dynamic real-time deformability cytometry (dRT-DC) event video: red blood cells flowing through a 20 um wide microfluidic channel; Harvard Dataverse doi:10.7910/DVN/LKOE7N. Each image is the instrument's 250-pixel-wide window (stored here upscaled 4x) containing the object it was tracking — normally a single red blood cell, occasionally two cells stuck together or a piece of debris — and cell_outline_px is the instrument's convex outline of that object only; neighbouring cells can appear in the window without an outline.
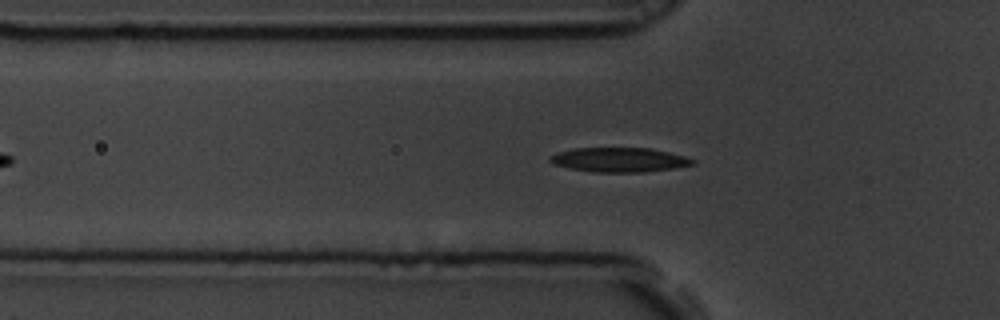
{"species": "common noctule bat (a hibernating species)", "species_latin": "Nyctalus noctula", "temperature_condition": "room temperature", "stored_images_in_passage": 50, "camera_frame_rate_fps": 3000, "um_per_image_px": 0.085, "animal": {"sex": "male", "body_mass_g": 19.5, "forearm_length_mm": 54.6}, "frame": {"image": 1, "passage_image": 15, "time_ms": 4.667, "image_size_px": [1000, 320], "cell_outline_px": [[696, 164], [672, 168], [644, 172], [596, 172], [568, 168], [552, 164], [548, 160], [548, 156], [556, 152], [572, 148], [648, 148], [668, 152], [684, 156], [696, 160]], "centroid_in_image_um": [52.58, 13.58], "position_along_channel_um": 73.2, "area_um2": 20.4}}
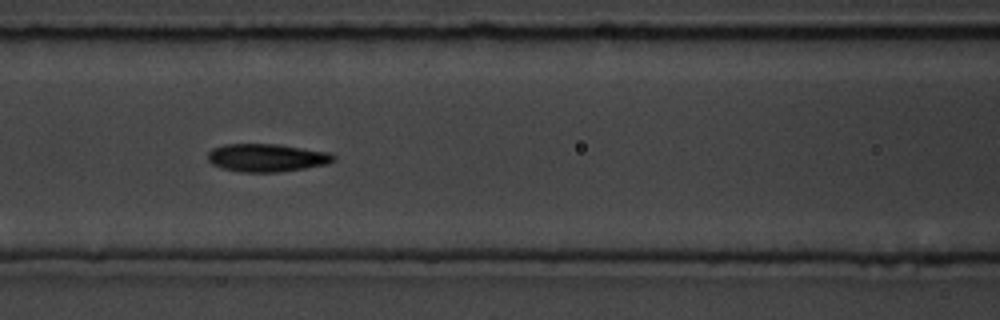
{"frame": {"image": 2, "passage_image": 21, "time_ms": 6.667, "image_size_px": [1000, 320], "cell_outline_px": [[336, 160], [328, 164], [280, 172], [244, 172], [220, 168], [212, 164], [208, 160], [208, 152], [212, 148], [224, 144], [276, 144], [328, 152], [336, 156]], "centroid_in_image_um": [22.66, 13.41], "position_along_channel_um": 143.9, "area_um2": 20.52}}
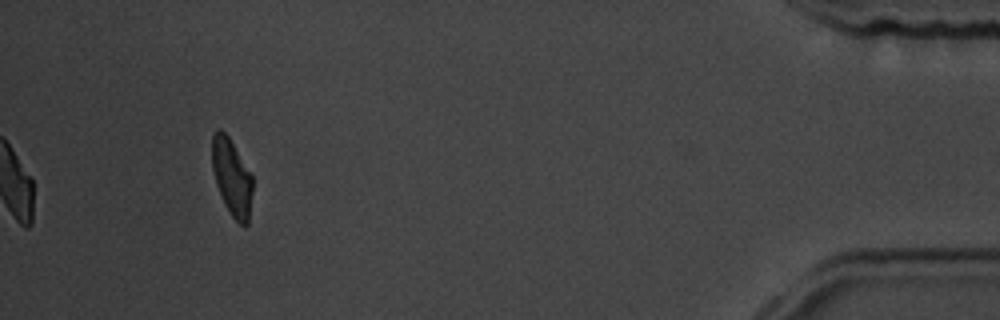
{"frame": {"image": 3, "passage_image": 50, "time_ms": 16.333, "image_size_px": [1000, 320], "cell_outline_px": [[252, 192], [248, 224], [240, 224], [232, 216], [224, 204], [216, 184], [212, 168], [212, 136], [216, 128], [220, 128], [228, 136], [252, 176]], "centroid_in_image_um": [19.68, 15.05], "position_along_channel_um": 415.5, "area_um2": 17.92}, "authors_computed_cell_mechanics": {"area_um2": 19.5653, "velocity_mm_per_s": 3.5049, "shape_relaxation_time_tau1_ms": 3.3282, "shape_relaxation_time_tau2_ms": 1.9636, "deformation_change_tau1": 0.1538, "deformation_change_tau2": 0.0915}}